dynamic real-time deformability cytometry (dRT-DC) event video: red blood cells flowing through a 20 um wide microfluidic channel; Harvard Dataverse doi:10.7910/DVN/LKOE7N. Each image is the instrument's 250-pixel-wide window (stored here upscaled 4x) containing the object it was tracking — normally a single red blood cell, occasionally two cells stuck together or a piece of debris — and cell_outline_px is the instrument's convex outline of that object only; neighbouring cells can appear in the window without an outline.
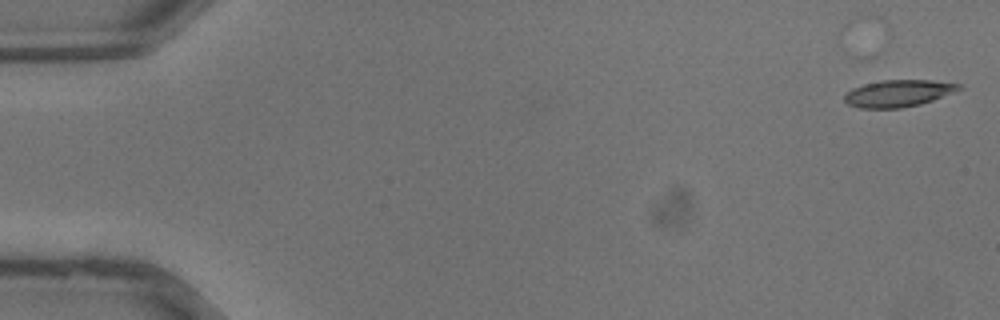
{"species": "common noctule bat (a hibernating species)", "species_latin": "Nyctalus noctula", "temperature_condition": "warm", "stored_images_in_passage": 2, "camera_frame_rate_fps": 3000, "um_per_image_px": 0.085, "animal": {"sex": "male", "body_mass_g": 13.3}, "frame": {"image": 1, "passage_image": 2, "time_ms": 0.333, "image_size_px": [1000, 320], "cell_outline_px": [[964, 88], [932, 100], [920, 104], [900, 108], [860, 108], [848, 104], [844, 100], [844, 92], [852, 88], [864, 84], [880, 80], [932, 80], [960, 84]], "centroid_in_image_um": [76.32, 7.92], "position_along_channel_um": 8.7, "area_um2": 17.98}}